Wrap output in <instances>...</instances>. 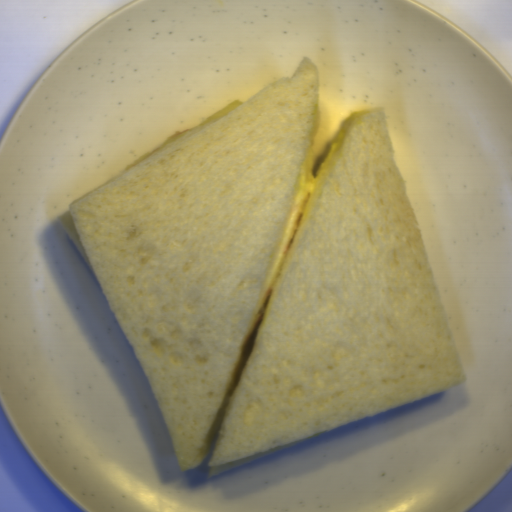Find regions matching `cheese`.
<instances>
[{"label":"cheese","mask_w":512,"mask_h":512,"mask_svg":"<svg viewBox=\"0 0 512 512\" xmlns=\"http://www.w3.org/2000/svg\"><path fill=\"white\" fill-rule=\"evenodd\" d=\"M240 105H242V103L240 101H233L231 102L230 104L224 106L223 108L219 109L218 111H216L215 113H213L212 115L208 116L207 118H205L204 120L198 122L197 124L191 126L190 128L180 132V133H177L173 136H171L170 138H168L167 140H165L164 142H162L161 144H159L158 146H156L155 148H153L152 150H150L149 152H147L146 154H144L143 156H141L136 162H134L129 168L127 169H130V168H133L135 167L136 165H138L139 163H141L142 161H144L145 159H147L149 156H151L152 154H154L155 152H157L158 150L170 145L171 143L215 122L216 120H218L219 118L223 117L224 115H226L227 113L231 112L232 110L236 109L237 107H239ZM126 169V170H127Z\"/></svg>","instance_id":"cheese-1"}]
</instances>
